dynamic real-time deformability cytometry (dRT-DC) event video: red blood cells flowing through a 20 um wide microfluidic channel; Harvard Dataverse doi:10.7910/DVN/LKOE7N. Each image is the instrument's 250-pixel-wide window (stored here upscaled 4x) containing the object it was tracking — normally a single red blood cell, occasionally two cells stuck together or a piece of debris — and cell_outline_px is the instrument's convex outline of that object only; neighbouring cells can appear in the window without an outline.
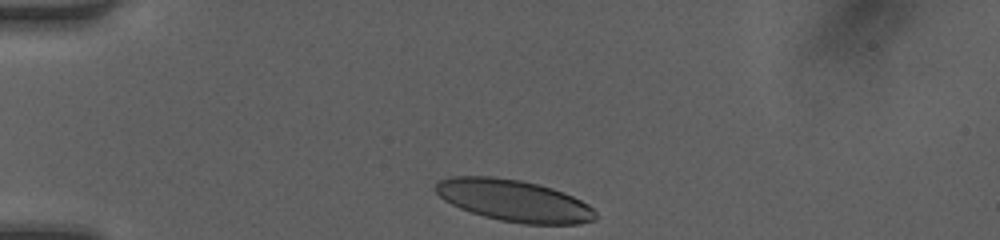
{"species": "human", "species_latin": "Homo sapiens", "temperature_condition": "room temperature", "stored_images_in_passage": 28, "camera_frame_rate_fps": 3000, "um_per_image_px": 0.085, "donor": {"sex": "female"}, "frame": {"image": 1, "passage_image": 1, "time_ms": 0.0, "image_size_px": [1000, 240], "cell_outline_px": [[588, 220], [572, 224], [536, 224], [504, 220], [488, 216], [464, 208], [448, 200], [436, 188], [444, 180], [512, 180], [532, 184], [548, 188], [560, 192], [584, 204], [588, 208]], "centroid_in_image_um": [43.76, 17.12], "position_along_channel_um": 41.2, "area_um2": 33.99}}
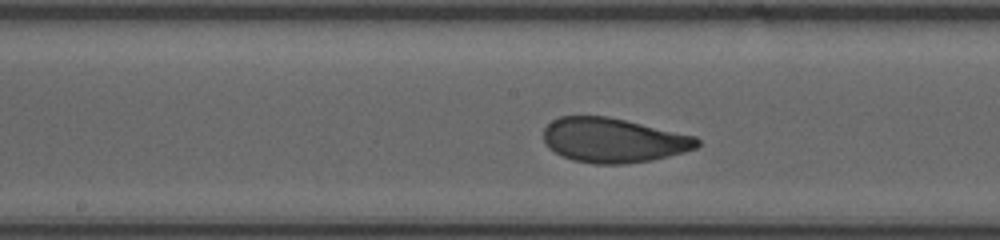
{"frame": {"image": 2, "passage_image": 15, "time_ms": 4.667, "image_size_px": [1000, 240], "cell_outline_px": [[696, 144], [692, 148], [644, 160], [580, 160], [568, 156], [552, 148], [548, 144], [544, 136], [544, 132], [548, 124], [564, 116], [600, 116], [620, 120], [692, 136], [696, 140]], "centroid_in_image_um": [52.05, 11.84], "position_along_channel_um": 196.1, "area_um2": 35.78}}
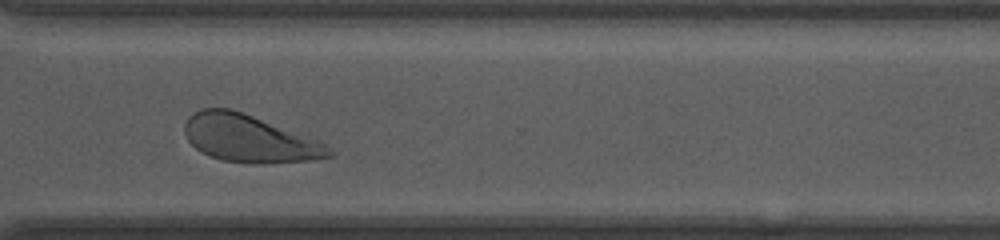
{"frame": {"image": 3, "passage_image": 26, "time_ms": 8.333, "image_size_px": [1000, 240], "cell_outline_px": [[320, 156], [296, 160], [228, 160], [212, 156], [204, 152], [196, 144], [188, 120], [196, 112], [208, 108], [224, 108], [240, 112], [280, 132]], "centroid_in_image_um": [20.61, 11.7], "position_along_channel_um": 350.0, "area_um2": 31.04}, "authors_computed_cell_mechanics": {"area_um2": 34.5933, "velocity_mm_per_s": 4.2049, "shape_relaxation_time_tau1_ms": 5.8257, "shape_relaxation_time_tau2_ms": 0.766, "deformation_change_tau1": 0.2163, "deformation_change_tau2": 0.0647}}